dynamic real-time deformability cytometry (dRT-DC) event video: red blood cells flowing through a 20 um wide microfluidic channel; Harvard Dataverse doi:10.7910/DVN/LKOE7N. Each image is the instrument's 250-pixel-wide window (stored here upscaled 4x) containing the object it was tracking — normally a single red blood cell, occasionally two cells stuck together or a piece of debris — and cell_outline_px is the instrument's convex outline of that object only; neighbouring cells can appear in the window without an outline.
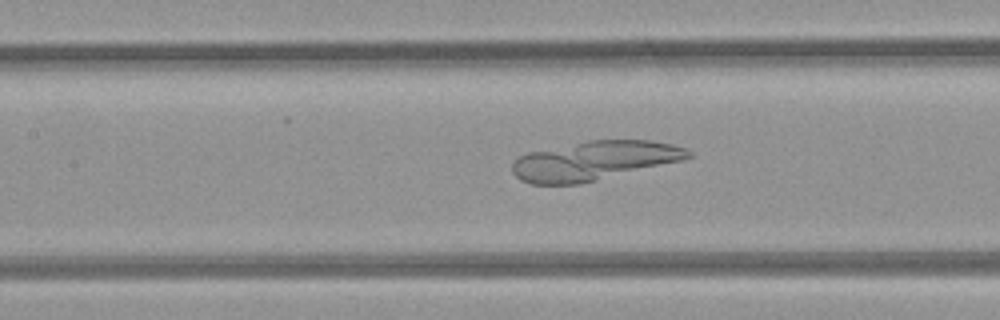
{"species": "common noctule bat (a hibernating species)", "species_latin": "Nyctalus noctula", "temperature_condition": "room temperature", "stored_images_in_passage": 13, "camera_frame_rate_fps": 3000, "um_per_image_px": 0.085, "animal": {"sex": "female", "body_mass_g": 21.9}, "frame": {"image": 1, "passage_image": 11, "time_ms": 3.333, "image_size_px": [1000, 320], "cell_outline_px": [[692, 156], [684, 160], [580, 184], [532, 184], [520, 180], [512, 172], [512, 164], [520, 156], [528, 152], [588, 140], [648, 140], [672, 144], [688, 148], [692, 152]], "centroid_in_image_um": [50.53, 13.66], "position_along_channel_um": 156.9, "area_um2": 40.17}}